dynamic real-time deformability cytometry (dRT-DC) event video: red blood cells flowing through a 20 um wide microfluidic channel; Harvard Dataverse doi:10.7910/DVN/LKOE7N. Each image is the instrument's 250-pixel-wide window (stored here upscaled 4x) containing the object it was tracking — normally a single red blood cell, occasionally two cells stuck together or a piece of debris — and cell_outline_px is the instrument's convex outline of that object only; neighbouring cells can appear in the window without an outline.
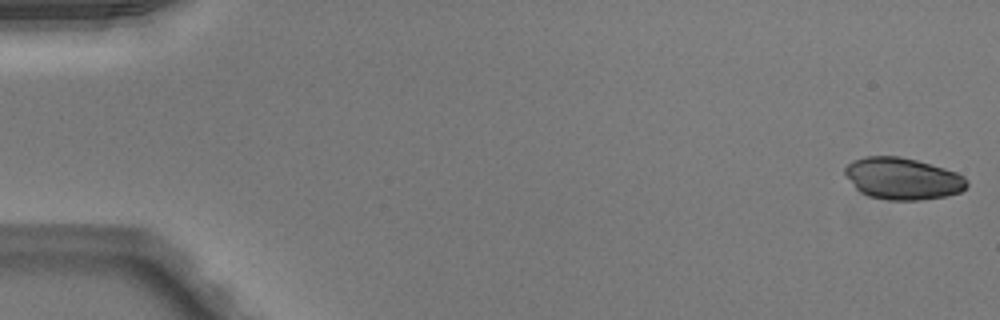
{"species": "Egyptian fruit bat (a non-hibernating species)", "species_latin": "Rousettus aegyptiacus", "temperature_condition": "warm", "stored_images_in_passage": 50, "camera_frame_rate_fps": 3000, "um_per_image_px": 0.085, "animal": {"sex": "male"}, "frame": {"image": 1, "passage_image": 1, "time_ms": 0.0, "image_size_px": [1000, 320], "cell_outline_px": [[968, 184], [960, 192], [948, 196], [920, 200], [888, 200], [868, 196], [860, 192], [856, 188], [844, 172], [844, 168], [852, 160], [868, 156], [900, 156], [916, 160], [944, 168], [956, 172], [964, 176], [968, 180]], "centroid_in_image_um": [76.73, 15.18], "position_along_channel_um": 8.3, "area_um2": 29.71}}
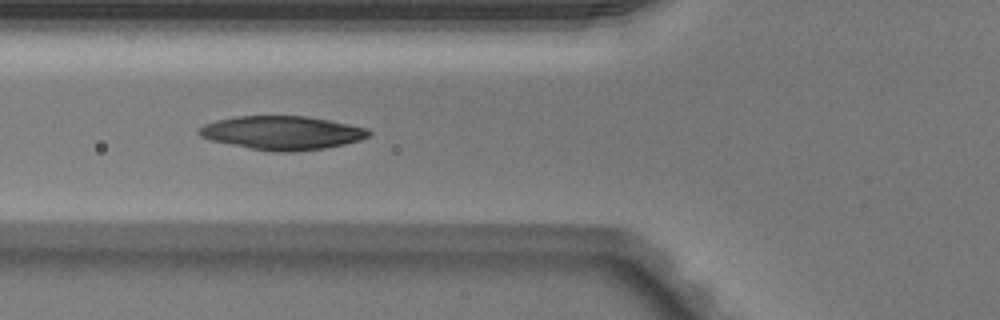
{"frame": {"image": 2, "passage_image": 19, "time_ms": 6.0, "image_size_px": [1000, 320], "cell_outline_px": [[372, 132], [368, 136], [360, 140], [344, 144], [324, 148], [296, 152], [272, 152], [208, 140], [200, 136], [196, 132], [196, 128], [204, 124], [216, 120], [236, 116], [308, 116], [368, 128]], "centroid_in_image_um": [23.94, 11.29], "position_along_channel_um": 101.9, "area_um2": 33.52}}
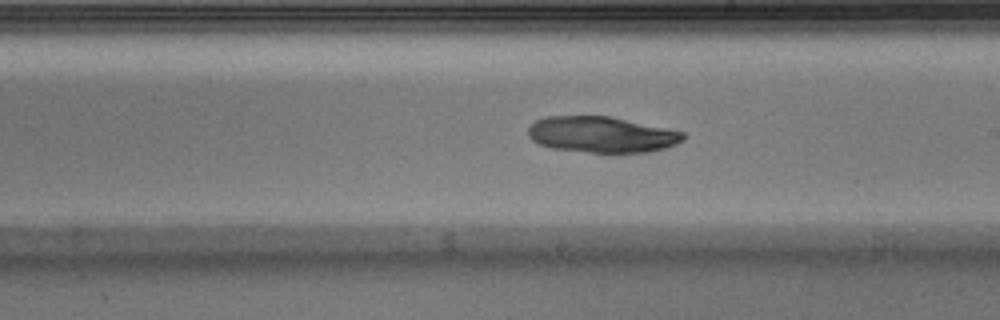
{"frame": {"image": 3, "passage_image": 29, "time_ms": 9.333, "image_size_px": [1000, 320], "cell_outline_px": [[684, 140], [676, 144], [664, 148], [648, 152], [588, 152], [552, 148], [540, 144], [532, 140], [528, 136], [528, 128], [536, 120], [544, 116], [608, 116], [684, 132]], "centroid_in_image_um": [51.11, 11.43], "position_along_channel_um": 237.9, "area_um2": 32.25}}